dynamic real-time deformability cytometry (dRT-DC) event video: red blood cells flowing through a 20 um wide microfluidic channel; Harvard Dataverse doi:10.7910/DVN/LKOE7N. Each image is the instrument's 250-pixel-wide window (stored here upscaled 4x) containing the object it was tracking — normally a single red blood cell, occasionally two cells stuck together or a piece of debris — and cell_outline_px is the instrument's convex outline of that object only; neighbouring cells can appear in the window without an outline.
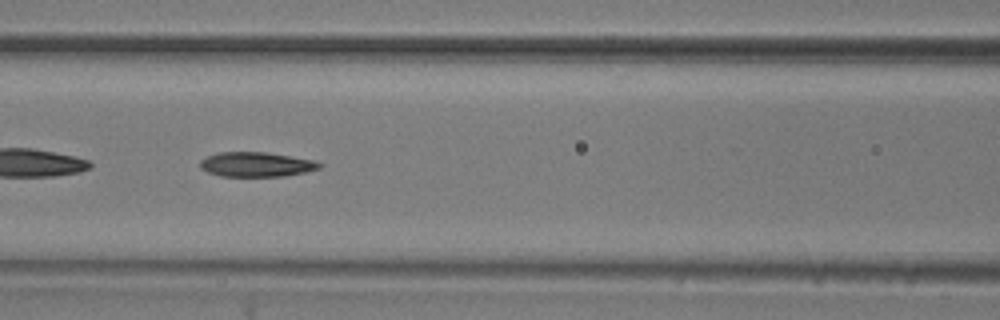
{"species": "common noctule bat (a hibernating species)", "species_latin": "Nyctalus noctula", "temperature_condition": "room temperature", "stored_images_in_passage": 35, "camera_frame_rate_fps": 3000, "um_per_image_px": 0.085, "animal": {"sex": "male", "body_mass_g": 20.5, "forearm_length_mm": 52.5}, "frame": {"image": 1, "passage_image": 15, "time_ms": 4.667, "image_size_px": [1000, 320], "cell_outline_px": [[324, 164], [320, 168], [304, 172], [284, 176], [220, 176], [208, 172], [200, 168], [200, 160], [216, 152], [264, 152], [316, 160]], "centroid_in_image_um": [21.79, 13.97], "position_along_channel_um": 144.8, "area_um2": 17.17}}
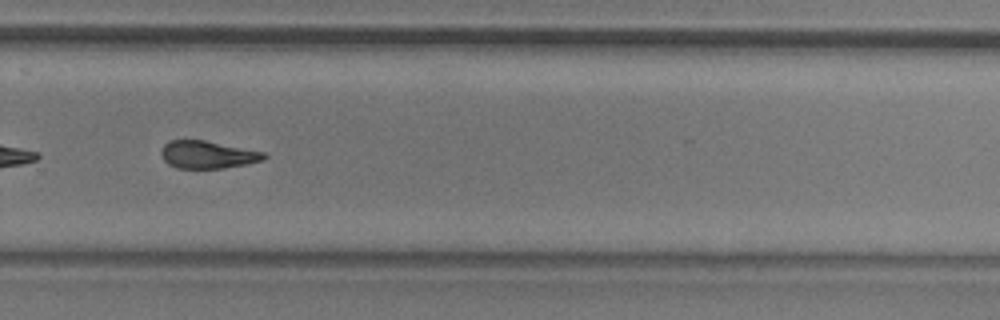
{"frame": {"image": 2, "passage_image": 29, "time_ms": 9.333, "image_size_px": [1000, 320], "cell_outline_px": [[268, 156], [264, 160], [248, 164], [224, 168], [176, 168], [168, 164], [160, 156], [160, 152], [164, 144], [168, 140], [204, 140], [264, 152]], "centroid_in_image_um": [17.63, 13.15], "position_along_channel_um": 312.2, "area_um2": 16.65}, "authors_computed_cell_mechanics": {"area_um2": 17.8024, "velocity_mm_per_s": 3.5927, "shape_relaxation_time_tau1_ms": 5.0713, "shape_relaxation_time_tau2_ms": 3.2671, "deformation_change_tau1": 0.1675, "deformation_change_tau2": 0.1051}}